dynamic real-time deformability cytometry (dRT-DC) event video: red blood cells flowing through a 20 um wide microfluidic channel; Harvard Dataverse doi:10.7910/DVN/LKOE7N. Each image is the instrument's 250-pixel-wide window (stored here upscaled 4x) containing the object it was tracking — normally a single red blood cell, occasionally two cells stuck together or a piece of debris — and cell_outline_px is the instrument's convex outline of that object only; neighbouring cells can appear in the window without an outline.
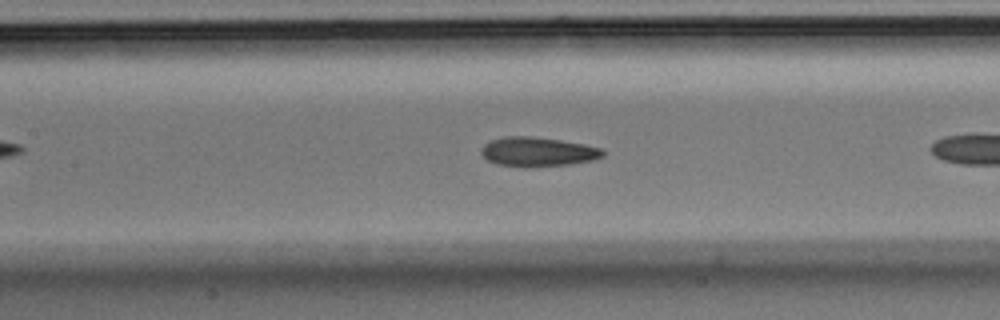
{"species": "Egyptian fruit bat (a non-hibernating species)", "species_latin": "Rousettus aegyptiacus", "temperature_condition": "room temperature", "stored_images_in_passage": 11, "camera_frame_rate_fps": 3000, "um_per_image_px": 0.085, "animal": {"sex": "male"}, "frame": {"image": 1, "passage_image": 10, "time_ms": 3.0, "image_size_px": [1000, 320], "cell_outline_px": [[604, 156], [592, 160], [568, 164], [496, 164], [488, 160], [480, 152], [480, 148], [488, 140], [504, 136], [532, 136], [560, 140], [584, 144], [600, 148], [604, 152]], "centroid_in_image_um": [45.68, 12.84], "position_along_channel_um": 161.7, "area_um2": 19.94}}